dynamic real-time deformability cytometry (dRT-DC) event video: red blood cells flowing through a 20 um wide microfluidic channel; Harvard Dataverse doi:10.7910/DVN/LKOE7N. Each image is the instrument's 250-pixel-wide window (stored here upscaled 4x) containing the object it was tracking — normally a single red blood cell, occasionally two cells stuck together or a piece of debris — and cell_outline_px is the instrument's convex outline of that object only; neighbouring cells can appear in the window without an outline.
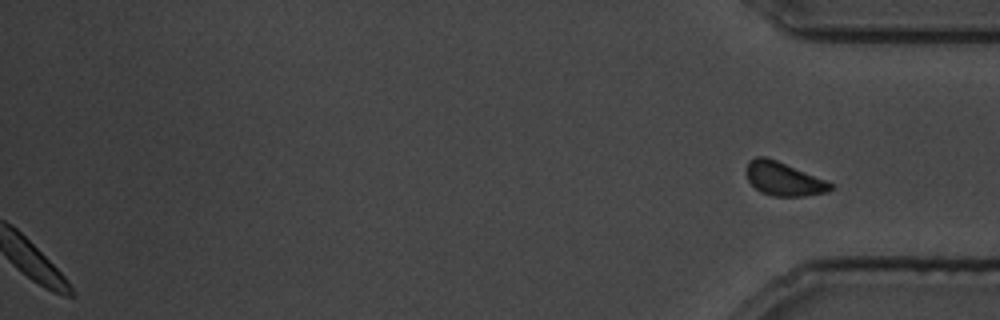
{"species": "common noctule bat (a hibernating species)", "species_latin": "Nyctalus noctula", "temperature_condition": "cold", "stored_images_in_passage": 95, "segment_of_instrument_passage": [2, 2], "camera_frame_rate_fps": 3000, "um_per_image_px": 0.085, "animal": {"sex": "male", "body_mass_g": 19.5, "forearm_length_mm": 54.6}, "frame": {"image": 1, "passage_image": 95, "time_ms": 31.333, "image_size_px": [1000, 320], "cell_outline_px": [[836, 184], [828, 192], [804, 196], [772, 196], [760, 192], [748, 180], [748, 160], [756, 156], [764, 156], [776, 160], [828, 180]], "centroid_in_image_um": [66.67, 15.21], "position_along_channel_um": 368.5, "area_um2": 16.53}}